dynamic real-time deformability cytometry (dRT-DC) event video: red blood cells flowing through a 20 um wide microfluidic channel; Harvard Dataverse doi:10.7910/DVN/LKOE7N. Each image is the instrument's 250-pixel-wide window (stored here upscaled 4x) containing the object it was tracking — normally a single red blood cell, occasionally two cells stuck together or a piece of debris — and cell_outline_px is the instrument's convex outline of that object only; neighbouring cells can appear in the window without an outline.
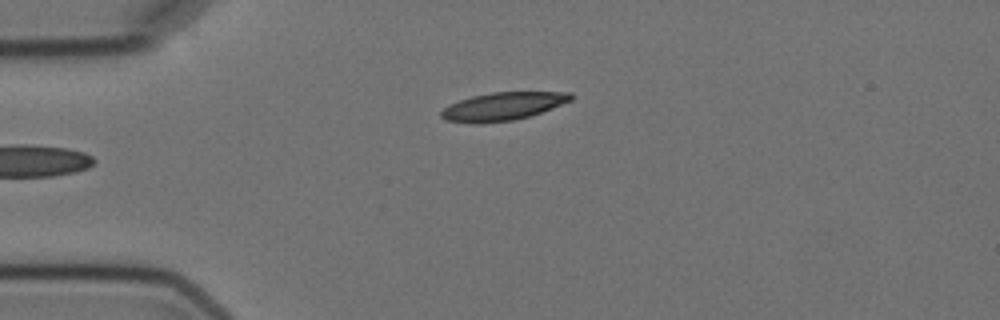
{"species": "Egyptian fruit bat (a non-hibernating species)", "species_latin": "Rousettus aegyptiacus", "temperature_condition": "cold", "stored_images_in_passage": 5, "camera_frame_rate_fps": 3000, "um_per_image_px": 0.085, "animal": {"sex": "female"}, "frame": {"image": 1, "passage_image": 5, "time_ms": 4.667, "image_size_px": [1000, 320], "cell_outline_px": [[576, 96], [572, 100], [552, 108], [516, 120], [480, 124], [472, 124], [444, 120], [440, 116], [440, 112], [444, 108], [460, 100], [472, 96], [492, 92], [572, 92]], "centroid_in_image_um": [42.75, 9.05], "position_along_channel_um": 42.3, "area_um2": 21.33}}